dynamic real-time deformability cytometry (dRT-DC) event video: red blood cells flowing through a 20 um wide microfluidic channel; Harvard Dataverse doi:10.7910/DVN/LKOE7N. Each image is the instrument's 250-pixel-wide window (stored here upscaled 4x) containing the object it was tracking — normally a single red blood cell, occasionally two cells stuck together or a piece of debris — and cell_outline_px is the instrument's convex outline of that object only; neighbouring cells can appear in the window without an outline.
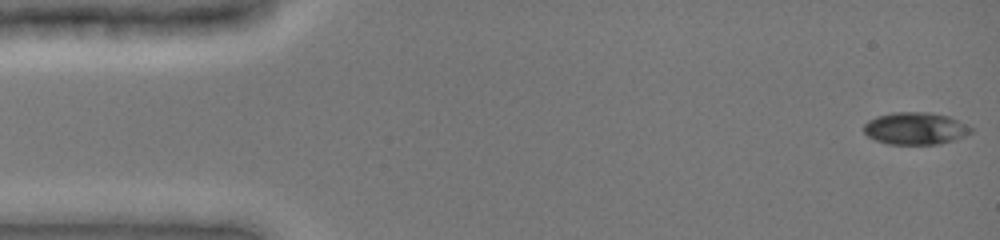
{"species": "common noctule bat (a hibernating species)", "species_latin": "Nyctalus noctula", "temperature_condition": "cold", "stored_images_in_passage": 48, "camera_frame_rate_fps": 3000, "um_per_image_px": 0.085, "animal": {"sex": "female", "body_mass_g": 19.0, "forearm_length_mm": 51.5}, "frame": {"image": 1, "passage_image": 1, "time_ms": 0.0, "image_size_px": [1000, 240], "cell_outline_px": [[972, 132], [964, 136], [940, 144], [888, 144], [876, 140], [868, 136], [864, 132], [864, 124], [868, 120], [876, 116], [892, 112], [928, 112], [948, 116], [972, 128]], "centroid_in_image_um": [77.77, 10.91], "position_along_channel_um": 7.2, "area_um2": 20.0}}
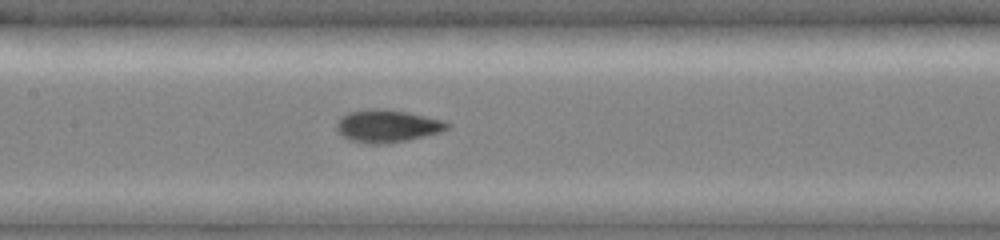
{"frame": {"image": 2, "passage_image": 23, "time_ms": 7.333, "image_size_px": [1000, 240], "cell_outline_px": [[452, 124], [448, 128], [440, 132], [408, 140], [384, 144], [368, 144], [348, 140], [336, 128], [336, 120], [340, 116], [348, 112], [372, 108], [380, 108], [404, 112], [444, 120]], "centroid_in_image_um": [32.89, 10.71], "position_along_channel_um": 174.5, "area_um2": 21.04}}
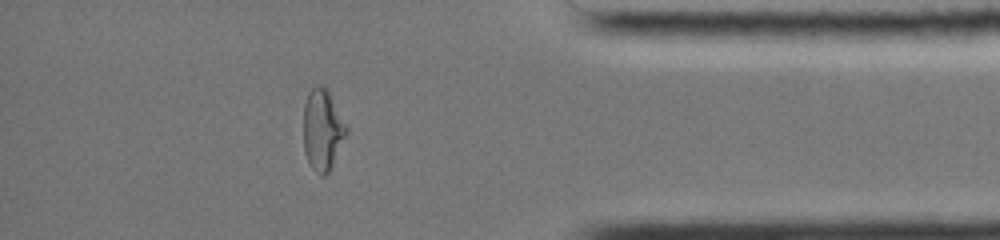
{"frame": {"image": 3, "passage_image": 42, "time_ms": 13.667, "image_size_px": [1000, 240], "cell_outline_px": [[348, 132], [328, 172], [324, 176], [320, 176], [312, 168], [304, 152], [304, 104], [308, 92], [316, 84], [320, 84], [328, 88], [348, 128]], "centroid_in_image_um": [27.41, 10.98], "position_along_channel_um": 407.8, "area_um2": 20.35}, "authors_computed_cell_mechanics": {"area_um2": 19.7676, "velocity_mm_per_s": 3.9384, "shape_relaxation_time_tau1_ms": 9.5187, "shape_relaxation_time_tau2_ms": 0.892, "deformation_change_tau1": 0.3101, "deformation_change_tau2": 0.05}}